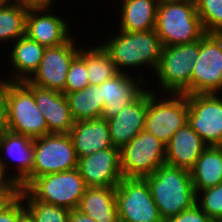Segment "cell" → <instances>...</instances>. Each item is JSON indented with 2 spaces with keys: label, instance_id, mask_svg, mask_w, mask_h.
<instances>
[{
  "label": "cell",
  "instance_id": "1",
  "mask_svg": "<svg viewBox=\"0 0 222 222\" xmlns=\"http://www.w3.org/2000/svg\"><path fill=\"white\" fill-rule=\"evenodd\" d=\"M106 41L99 42L107 51L115 67L120 73H128L131 69H150L155 73L163 50L162 42L155 29L149 31L126 32L116 31ZM115 34V35H114ZM144 66V68H143ZM150 67V68H149ZM129 68V71H128Z\"/></svg>",
  "mask_w": 222,
  "mask_h": 222
},
{
  "label": "cell",
  "instance_id": "2",
  "mask_svg": "<svg viewBox=\"0 0 222 222\" xmlns=\"http://www.w3.org/2000/svg\"><path fill=\"white\" fill-rule=\"evenodd\" d=\"M144 179L163 220L196 203L190 171L164 163Z\"/></svg>",
  "mask_w": 222,
  "mask_h": 222
},
{
  "label": "cell",
  "instance_id": "3",
  "mask_svg": "<svg viewBox=\"0 0 222 222\" xmlns=\"http://www.w3.org/2000/svg\"><path fill=\"white\" fill-rule=\"evenodd\" d=\"M155 30L163 47L192 43L205 34L195 0L159 2Z\"/></svg>",
  "mask_w": 222,
  "mask_h": 222
},
{
  "label": "cell",
  "instance_id": "4",
  "mask_svg": "<svg viewBox=\"0 0 222 222\" xmlns=\"http://www.w3.org/2000/svg\"><path fill=\"white\" fill-rule=\"evenodd\" d=\"M200 51V40L181 45L163 47L155 77L162 94H191L193 62Z\"/></svg>",
  "mask_w": 222,
  "mask_h": 222
},
{
  "label": "cell",
  "instance_id": "5",
  "mask_svg": "<svg viewBox=\"0 0 222 222\" xmlns=\"http://www.w3.org/2000/svg\"><path fill=\"white\" fill-rule=\"evenodd\" d=\"M153 89L149 88L144 130L166 145L173 134L188 122L187 95L166 93L164 96V93L160 95L158 90Z\"/></svg>",
  "mask_w": 222,
  "mask_h": 222
},
{
  "label": "cell",
  "instance_id": "6",
  "mask_svg": "<svg viewBox=\"0 0 222 222\" xmlns=\"http://www.w3.org/2000/svg\"><path fill=\"white\" fill-rule=\"evenodd\" d=\"M34 164L30 176L19 186L25 189L35 178L77 168L78 158L69 134L50 133L33 139Z\"/></svg>",
  "mask_w": 222,
  "mask_h": 222
},
{
  "label": "cell",
  "instance_id": "7",
  "mask_svg": "<svg viewBox=\"0 0 222 222\" xmlns=\"http://www.w3.org/2000/svg\"><path fill=\"white\" fill-rule=\"evenodd\" d=\"M7 124L9 131L32 139L48 134L45 117L34 94L22 82L7 80Z\"/></svg>",
  "mask_w": 222,
  "mask_h": 222
},
{
  "label": "cell",
  "instance_id": "8",
  "mask_svg": "<svg viewBox=\"0 0 222 222\" xmlns=\"http://www.w3.org/2000/svg\"><path fill=\"white\" fill-rule=\"evenodd\" d=\"M25 189L37 200L72 210L77 209L87 186L75 168L35 178Z\"/></svg>",
  "mask_w": 222,
  "mask_h": 222
},
{
  "label": "cell",
  "instance_id": "9",
  "mask_svg": "<svg viewBox=\"0 0 222 222\" xmlns=\"http://www.w3.org/2000/svg\"><path fill=\"white\" fill-rule=\"evenodd\" d=\"M165 163V144L142 130L120 149V167L124 178H144Z\"/></svg>",
  "mask_w": 222,
  "mask_h": 222
},
{
  "label": "cell",
  "instance_id": "10",
  "mask_svg": "<svg viewBox=\"0 0 222 222\" xmlns=\"http://www.w3.org/2000/svg\"><path fill=\"white\" fill-rule=\"evenodd\" d=\"M120 222H163L144 178H122L116 186Z\"/></svg>",
  "mask_w": 222,
  "mask_h": 222
},
{
  "label": "cell",
  "instance_id": "11",
  "mask_svg": "<svg viewBox=\"0 0 222 222\" xmlns=\"http://www.w3.org/2000/svg\"><path fill=\"white\" fill-rule=\"evenodd\" d=\"M222 91V34L205 33L200 39V51L193 62L191 94Z\"/></svg>",
  "mask_w": 222,
  "mask_h": 222
},
{
  "label": "cell",
  "instance_id": "12",
  "mask_svg": "<svg viewBox=\"0 0 222 222\" xmlns=\"http://www.w3.org/2000/svg\"><path fill=\"white\" fill-rule=\"evenodd\" d=\"M188 123L208 146H222V95L189 94Z\"/></svg>",
  "mask_w": 222,
  "mask_h": 222
},
{
  "label": "cell",
  "instance_id": "13",
  "mask_svg": "<svg viewBox=\"0 0 222 222\" xmlns=\"http://www.w3.org/2000/svg\"><path fill=\"white\" fill-rule=\"evenodd\" d=\"M74 37V35L71 36L61 45L46 47L38 69L22 83H32L39 87L63 92L69 67L81 47Z\"/></svg>",
  "mask_w": 222,
  "mask_h": 222
},
{
  "label": "cell",
  "instance_id": "14",
  "mask_svg": "<svg viewBox=\"0 0 222 222\" xmlns=\"http://www.w3.org/2000/svg\"><path fill=\"white\" fill-rule=\"evenodd\" d=\"M77 169L87 187H116L123 178L120 149L112 146L80 157Z\"/></svg>",
  "mask_w": 222,
  "mask_h": 222
},
{
  "label": "cell",
  "instance_id": "15",
  "mask_svg": "<svg viewBox=\"0 0 222 222\" xmlns=\"http://www.w3.org/2000/svg\"><path fill=\"white\" fill-rule=\"evenodd\" d=\"M52 10L54 11L53 8H28L26 16L25 35L44 47L61 45L74 32L70 22Z\"/></svg>",
  "mask_w": 222,
  "mask_h": 222
},
{
  "label": "cell",
  "instance_id": "16",
  "mask_svg": "<svg viewBox=\"0 0 222 222\" xmlns=\"http://www.w3.org/2000/svg\"><path fill=\"white\" fill-rule=\"evenodd\" d=\"M10 160L13 163H10ZM0 162L8 175L20 186L32 172L34 164L33 139L9 130L6 131L0 137ZM10 168L12 171L8 170Z\"/></svg>",
  "mask_w": 222,
  "mask_h": 222
},
{
  "label": "cell",
  "instance_id": "17",
  "mask_svg": "<svg viewBox=\"0 0 222 222\" xmlns=\"http://www.w3.org/2000/svg\"><path fill=\"white\" fill-rule=\"evenodd\" d=\"M148 103L149 89L146 88L119 113L107 119L113 147L121 149L144 130Z\"/></svg>",
  "mask_w": 222,
  "mask_h": 222
},
{
  "label": "cell",
  "instance_id": "18",
  "mask_svg": "<svg viewBox=\"0 0 222 222\" xmlns=\"http://www.w3.org/2000/svg\"><path fill=\"white\" fill-rule=\"evenodd\" d=\"M140 75L133 76V74L119 72L100 84L101 100H104L101 118L107 120L116 115L148 87L146 84L149 85L150 83L146 82L144 77Z\"/></svg>",
  "mask_w": 222,
  "mask_h": 222
},
{
  "label": "cell",
  "instance_id": "19",
  "mask_svg": "<svg viewBox=\"0 0 222 222\" xmlns=\"http://www.w3.org/2000/svg\"><path fill=\"white\" fill-rule=\"evenodd\" d=\"M23 84L34 94L37 107L45 117L48 134H69L74 120L65 94L32 83Z\"/></svg>",
  "mask_w": 222,
  "mask_h": 222
},
{
  "label": "cell",
  "instance_id": "20",
  "mask_svg": "<svg viewBox=\"0 0 222 222\" xmlns=\"http://www.w3.org/2000/svg\"><path fill=\"white\" fill-rule=\"evenodd\" d=\"M208 145L187 122L165 145V163L190 171Z\"/></svg>",
  "mask_w": 222,
  "mask_h": 222
},
{
  "label": "cell",
  "instance_id": "21",
  "mask_svg": "<svg viewBox=\"0 0 222 222\" xmlns=\"http://www.w3.org/2000/svg\"><path fill=\"white\" fill-rule=\"evenodd\" d=\"M69 135L73 141L77 158L113 146L107 120L103 118L74 122Z\"/></svg>",
  "mask_w": 222,
  "mask_h": 222
},
{
  "label": "cell",
  "instance_id": "22",
  "mask_svg": "<svg viewBox=\"0 0 222 222\" xmlns=\"http://www.w3.org/2000/svg\"><path fill=\"white\" fill-rule=\"evenodd\" d=\"M8 47H11V51L9 50V55L5 57H9V67L13 69V72H11L10 77H7V80L10 82L28 80L38 69L46 47L31 40L26 35L20 37Z\"/></svg>",
  "mask_w": 222,
  "mask_h": 222
},
{
  "label": "cell",
  "instance_id": "23",
  "mask_svg": "<svg viewBox=\"0 0 222 222\" xmlns=\"http://www.w3.org/2000/svg\"><path fill=\"white\" fill-rule=\"evenodd\" d=\"M77 209L96 222H120L116 187H87Z\"/></svg>",
  "mask_w": 222,
  "mask_h": 222
},
{
  "label": "cell",
  "instance_id": "24",
  "mask_svg": "<svg viewBox=\"0 0 222 222\" xmlns=\"http://www.w3.org/2000/svg\"><path fill=\"white\" fill-rule=\"evenodd\" d=\"M118 30L126 32L155 29L158 0H119Z\"/></svg>",
  "mask_w": 222,
  "mask_h": 222
},
{
  "label": "cell",
  "instance_id": "25",
  "mask_svg": "<svg viewBox=\"0 0 222 222\" xmlns=\"http://www.w3.org/2000/svg\"><path fill=\"white\" fill-rule=\"evenodd\" d=\"M190 176L196 194L222 183V146H208L196 160Z\"/></svg>",
  "mask_w": 222,
  "mask_h": 222
},
{
  "label": "cell",
  "instance_id": "26",
  "mask_svg": "<svg viewBox=\"0 0 222 222\" xmlns=\"http://www.w3.org/2000/svg\"><path fill=\"white\" fill-rule=\"evenodd\" d=\"M74 122L101 118L104 100L100 85H88L85 89L65 94Z\"/></svg>",
  "mask_w": 222,
  "mask_h": 222
},
{
  "label": "cell",
  "instance_id": "27",
  "mask_svg": "<svg viewBox=\"0 0 222 222\" xmlns=\"http://www.w3.org/2000/svg\"><path fill=\"white\" fill-rule=\"evenodd\" d=\"M28 8L18 0H7L0 5V43L10 45L25 36Z\"/></svg>",
  "mask_w": 222,
  "mask_h": 222
},
{
  "label": "cell",
  "instance_id": "28",
  "mask_svg": "<svg viewBox=\"0 0 222 222\" xmlns=\"http://www.w3.org/2000/svg\"><path fill=\"white\" fill-rule=\"evenodd\" d=\"M86 67L90 85H100L119 72L101 44L86 48Z\"/></svg>",
  "mask_w": 222,
  "mask_h": 222
},
{
  "label": "cell",
  "instance_id": "29",
  "mask_svg": "<svg viewBox=\"0 0 222 222\" xmlns=\"http://www.w3.org/2000/svg\"><path fill=\"white\" fill-rule=\"evenodd\" d=\"M19 196L35 222H68L69 209L37 200L26 189Z\"/></svg>",
  "mask_w": 222,
  "mask_h": 222
},
{
  "label": "cell",
  "instance_id": "30",
  "mask_svg": "<svg viewBox=\"0 0 222 222\" xmlns=\"http://www.w3.org/2000/svg\"><path fill=\"white\" fill-rule=\"evenodd\" d=\"M205 33L222 34V0H195Z\"/></svg>",
  "mask_w": 222,
  "mask_h": 222
},
{
  "label": "cell",
  "instance_id": "31",
  "mask_svg": "<svg viewBox=\"0 0 222 222\" xmlns=\"http://www.w3.org/2000/svg\"><path fill=\"white\" fill-rule=\"evenodd\" d=\"M89 85L86 67V47L81 46L78 55L69 67L64 94L85 89Z\"/></svg>",
  "mask_w": 222,
  "mask_h": 222
},
{
  "label": "cell",
  "instance_id": "32",
  "mask_svg": "<svg viewBox=\"0 0 222 222\" xmlns=\"http://www.w3.org/2000/svg\"><path fill=\"white\" fill-rule=\"evenodd\" d=\"M196 204L213 221H222V183L199 191L196 194Z\"/></svg>",
  "mask_w": 222,
  "mask_h": 222
},
{
  "label": "cell",
  "instance_id": "33",
  "mask_svg": "<svg viewBox=\"0 0 222 222\" xmlns=\"http://www.w3.org/2000/svg\"><path fill=\"white\" fill-rule=\"evenodd\" d=\"M26 210L22 198L18 195L8 200L0 209V222H17L18 217Z\"/></svg>",
  "mask_w": 222,
  "mask_h": 222
},
{
  "label": "cell",
  "instance_id": "34",
  "mask_svg": "<svg viewBox=\"0 0 222 222\" xmlns=\"http://www.w3.org/2000/svg\"><path fill=\"white\" fill-rule=\"evenodd\" d=\"M163 222H213V220L195 203L191 208L169 217Z\"/></svg>",
  "mask_w": 222,
  "mask_h": 222
},
{
  "label": "cell",
  "instance_id": "35",
  "mask_svg": "<svg viewBox=\"0 0 222 222\" xmlns=\"http://www.w3.org/2000/svg\"><path fill=\"white\" fill-rule=\"evenodd\" d=\"M20 187L8 175L7 171L0 162V195L1 196H18Z\"/></svg>",
  "mask_w": 222,
  "mask_h": 222
},
{
  "label": "cell",
  "instance_id": "36",
  "mask_svg": "<svg viewBox=\"0 0 222 222\" xmlns=\"http://www.w3.org/2000/svg\"><path fill=\"white\" fill-rule=\"evenodd\" d=\"M7 124V79H0V137L8 131Z\"/></svg>",
  "mask_w": 222,
  "mask_h": 222
},
{
  "label": "cell",
  "instance_id": "37",
  "mask_svg": "<svg viewBox=\"0 0 222 222\" xmlns=\"http://www.w3.org/2000/svg\"><path fill=\"white\" fill-rule=\"evenodd\" d=\"M27 8H54L56 0H18Z\"/></svg>",
  "mask_w": 222,
  "mask_h": 222
},
{
  "label": "cell",
  "instance_id": "38",
  "mask_svg": "<svg viewBox=\"0 0 222 222\" xmlns=\"http://www.w3.org/2000/svg\"><path fill=\"white\" fill-rule=\"evenodd\" d=\"M68 222H96L88 215L81 213L78 209L69 210Z\"/></svg>",
  "mask_w": 222,
  "mask_h": 222
},
{
  "label": "cell",
  "instance_id": "39",
  "mask_svg": "<svg viewBox=\"0 0 222 222\" xmlns=\"http://www.w3.org/2000/svg\"><path fill=\"white\" fill-rule=\"evenodd\" d=\"M17 222H35L30 213L25 210L17 219Z\"/></svg>",
  "mask_w": 222,
  "mask_h": 222
},
{
  "label": "cell",
  "instance_id": "40",
  "mask_svg": "<svg viewBox=\"0 0 222 222\" xmlns=\"http://www.w3.org/2000/svg\"><path fill=\"white\" fill-rule=\"evenodd\" d=\"M15 197L16 196H1L0 195V209L8 200H11V199H13Z\"/></svg>",
  "mask_w": 222,
  "mask_h": 222
},
{
  "label": "cell",
  "instance_id": "41",
  "mask_svg": "<svg viewBox=\"0 0 222 222\" xmlns=\"http://www.w3.org/2000/svg\"><path fill=\"white\" fill-rule=\"evenodd\" d=\"M159 2H163V1H181V0H158Z\"/></svg>",
  "mask_w": 222,
  "mask_h": 222
},
{
  "label": "cell",
  "instance_id": "42",
  "mask_svg": "<svg viewBox=\"0 0 222 222\" xmlns=\"http://www.w3.org/2000/svg\"><path fill=\"white\" fill-rule=\"evenodd\" d=\"M7 0H0V5L4 4Z\"/></svg>",
  "mask_w": 222,
  "mask_h": 222
}]
</instances>
